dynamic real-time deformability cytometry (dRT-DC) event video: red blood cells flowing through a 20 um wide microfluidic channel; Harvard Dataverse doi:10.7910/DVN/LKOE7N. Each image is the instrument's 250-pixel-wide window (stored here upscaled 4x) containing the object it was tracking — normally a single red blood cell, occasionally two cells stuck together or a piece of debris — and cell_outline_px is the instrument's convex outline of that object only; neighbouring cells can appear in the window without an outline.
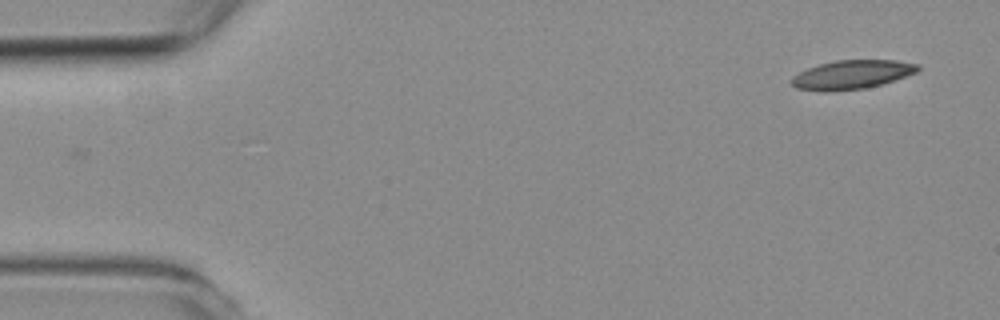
{"species": "common noctule bat (a hibernating species)", "species_latin": "Nyctalus noctula", "temperature_condition": "room temperature", "stored_images_in_passage": 3, "camera_frame_rate_fps": 3000, "um_per_image_px": 0.085, "animal": {"sex": "female", "body_mass_g": 19.3, "forearm_length_mm": 54.1}, "frame": {"image": 1, "passage_image": 3, "time_ms": 2.333, "image_size_px": [1000, 320], "cell_outline_px": [[920, 68], [916, 72], [880, 84], [864, 88], [796, 88], [792, 84], [792, 76], [808, 68], [820, 64], [836, 60], [896, 60], [920, 64]], "centroid_in_image_um": [72.49, 6.27], "position_along_channel_um": 12.5, "area_um2": 20.0}}